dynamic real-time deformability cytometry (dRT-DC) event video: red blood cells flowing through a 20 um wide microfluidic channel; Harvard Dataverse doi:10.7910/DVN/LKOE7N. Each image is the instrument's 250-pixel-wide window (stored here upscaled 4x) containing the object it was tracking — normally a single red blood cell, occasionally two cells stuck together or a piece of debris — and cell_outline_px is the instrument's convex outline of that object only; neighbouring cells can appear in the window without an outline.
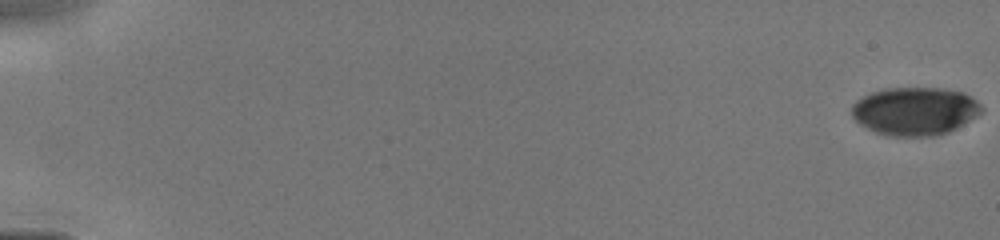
{"species": "human", "species_latin": "Homo sapiens", "temperature_condition": "cold", "stored_images_in_passage": 25, "camera_frame_rate_fps": 3000, "um_per_image_px": 0.085, "donor": {"sex": "male"}, "frame": {"image": 1, "passage_image": 1, "time_ms": 0.0, "image_size_px": [1000, 240], "cell_outline_px": [[984, 108], [976, 116], [956, 128], [948, 132], [936, 136], [888, 136], [876, 132], [860, 124], [852, 116], [852, 104], [856, 100], [872, 92], [888, 88], [940, 88], [964, 92], [976, 100]], "centroid_in_image_um": [77.77, 9.45], "position_along_channel_um": 7.2, "area_um2": 36.3}}
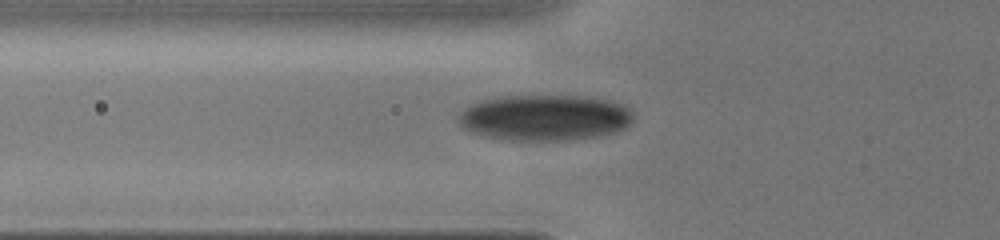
{"frame": {"image": 2, "passage_image": 14, "time_ms": 6.0, "image_size_px": [1000, 240], "cell_outline_px": [[632, 120], [624, 128], [616, 132], [600, 136], [576, 140], [504, 140], [472, 132], [464, 128], [456, 120], [460, 112], [468, 104], [480, 100], [496, 96], [588, 96], [608, 100], [620, 104], [628, 108], [632, 112]], "centroid_in_image_um": [46.27, 10.0], "position_along_channel_um": 79.5, "area_um2": 47.16}}
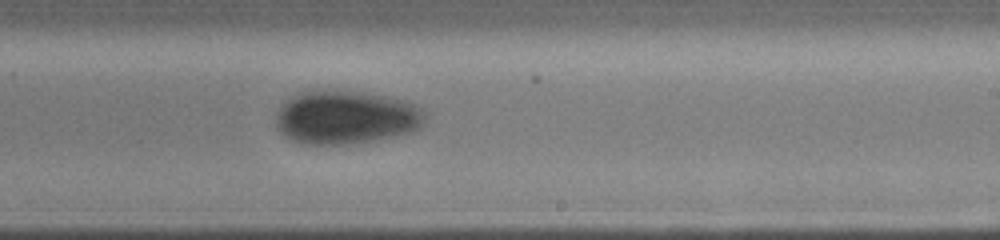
{"frame": {"image": 3, "passage_image": 25, "time_ms": 10.0, "image_size_px": [1000, 240], "cell_outline_px": [[428, 116], [416, 128], [408, 132], [372, 140], [348, 144], [308, 144], [292, 140], [280, 132], [276, 128], [276, 112], [288, 96], [300, 92], [364, 92], [404, 100], [416, 104], [424, 108]], "centroid_in_image_um": [29.38, 9.97], "position_along_channel_um": 259.6, "area_um2": 46.01}}